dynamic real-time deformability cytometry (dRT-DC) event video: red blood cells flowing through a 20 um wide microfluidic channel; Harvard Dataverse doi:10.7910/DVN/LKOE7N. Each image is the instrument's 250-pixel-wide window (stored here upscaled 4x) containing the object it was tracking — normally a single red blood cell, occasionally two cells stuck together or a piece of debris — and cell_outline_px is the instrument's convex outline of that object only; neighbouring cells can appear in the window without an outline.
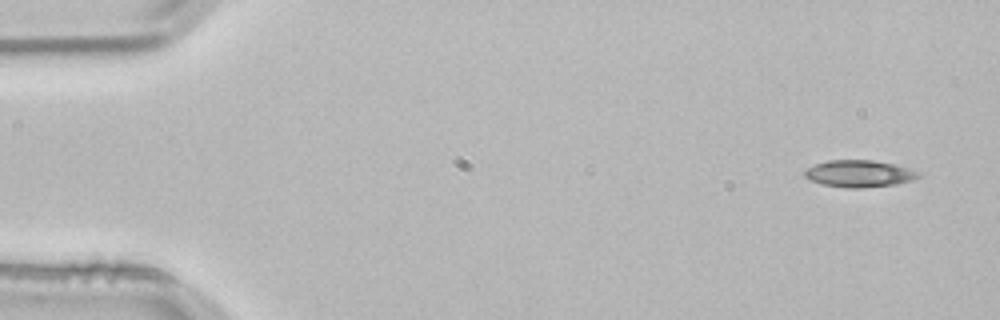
{"species": "common noctule bat (a hibernating species)", "species_latin": "Nyctalus noctula", "temperature_condition": "room temperature", "stored_images_in_passage": 3, "camera_frame_rate_fps": 3000, "um_per_image_px": 0.085, "animal": {"sex": "male", "body_mass_g": 21.5, "forearm_length_mm": 52.0}, "frame": {"image": 1, "passage_image": 1, "time_ms": 0.0, "image_size_px": [1000, 320], "cell_outline_px": [[920, 176], [916, 180], [896, 184], [864, 188], [848, 188], [820, 184], [808, 180], [804, 176], [804, 172], [808, 168], [816, 164], [828, 160], [872, 160], [892, 164], [916, 172]], "centroid_in_image_um": [72.98, 14.78], "position_along_channel_um": 12.0, "area_um2": 17.74}}